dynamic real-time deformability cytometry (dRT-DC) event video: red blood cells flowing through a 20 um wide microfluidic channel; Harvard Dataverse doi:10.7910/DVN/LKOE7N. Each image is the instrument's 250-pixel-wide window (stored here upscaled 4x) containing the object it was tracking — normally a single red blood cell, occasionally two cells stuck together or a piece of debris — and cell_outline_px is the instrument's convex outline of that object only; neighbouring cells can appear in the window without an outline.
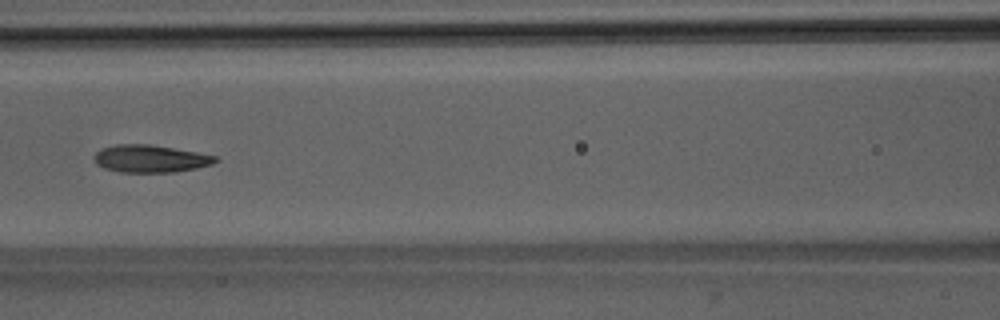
{"species": "Egyptian fruit bat (a non-hibernating species)", "species_latin": "Rousettus aegyptiacus", "temperature_condition": "room temperature", "stored_images_in_passage": 52, "camera_frame_rate_fps": 3000, "um_per_image_px": 0.085, "animal": {"sex": "male"}, "frame": {"image": 1, "passage_image": 23, "time_ms": 7.333, "image_size_px": [1000, 320], "cell_outline_px": [[220, 160], [212, 164], [196, 168], [176, 172], [120, 172], [104, 168], [96, 164], [96, 152], [100, 148], [116, 144], [148, 144], [196, 152], [216, 156]], "centroid_in_image_um": [12.79, 13.49], "position_along_channel_um": 153.8, "area_um2": 19.31}}
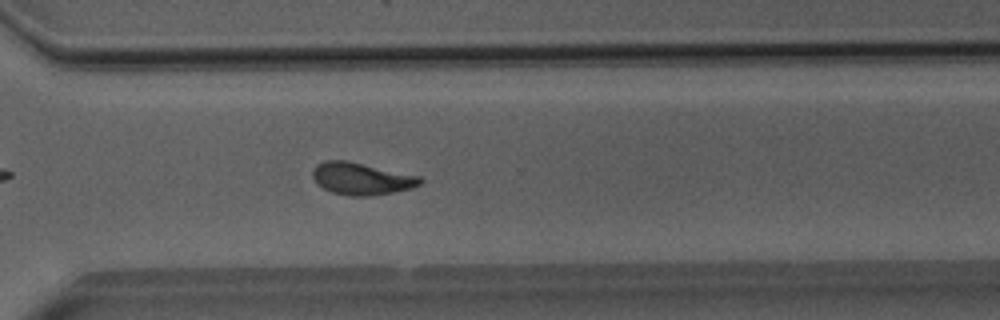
{"frame": {"image": 2, "passage_image": 37, "time_ms": 12.0, "image_size_px": [1000, 320], "cell_outline_px": [[424, 180], [420, 184], [412, 188], [372, 196], [348, 196], [332, 192], [324, 188], [312, 176], [312, 168], [316, 164], [324, 160], [348, 160], [420, 176]], "centroid_in_image_um": [30.73, 15.17], "position_along_channel_um": 339.9, "area_um2": 20.23}}
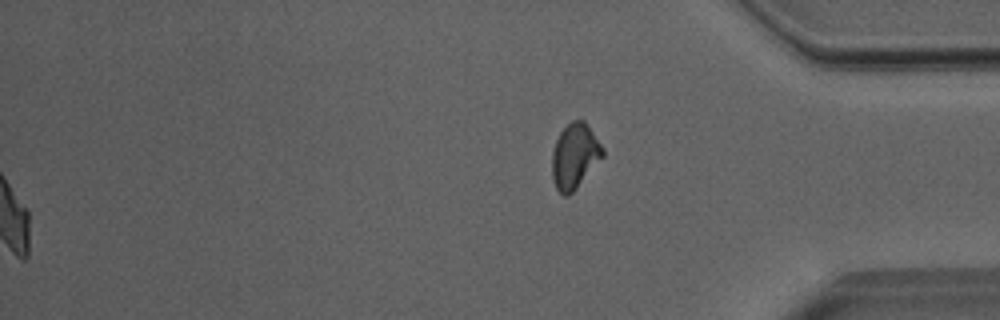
{"frame": {"image": 3, "passage_image": 52, "time_ms": 17.0, "image_size_px": [1000, 320], "cell_outline_px": [[604, 156], [576, 188], [568, 196], [564, 196], [556, 188], [552, 176], [552, 152], [556, 140], [560, 132], [572, 120], [584, 120], [604, 148]], "centroid_in_image_um": [48.85, 13.26], "position_along_channel_um": 386.3, "area_um2": 19.07}, "authors_computed_cell_mechanics": {"area_um2": 19.6231, "velocity_mm_per_s": 4.0029, "shape_relaxation_time_tau1_ms": 5.9121, "shape_relaxation_time_tau2_ms": 1.5365, "deformation_change_tau1": 0.1671, "deformation_change_tau2": 0.0787}}